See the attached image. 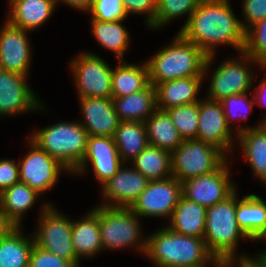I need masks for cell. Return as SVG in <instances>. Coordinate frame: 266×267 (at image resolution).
Instances as JSON below:
<instances>
[{"instance_id": "35", "label": "cell", "mask_w": 266, "mask_h": 267, "mask_svg": "<svg viewBox=\"0 0 266 267\" xmlns=\"http://www.w3.org/2000/svg\"><path fill=\"white\" fill-rule=\"evenodd\" d=\"M242 53L250 56L260 66L266 68V18L245 31V44Z\"/></svg>"}, {"instance_id": "46", "label": "cell", "mask_w": 266, "mask_h": 267, "mask_svg": "<svg viewBox=\"0 0 266 267\" xmlns=\"http://www.w3.org/2000/svg\"><path fill=\"white\" fill-rule=\"evenodd\" d=\"M258 90L259 92L256 91V94H258L257 96H252V100L255 99L256 97V100L259 101V102H262L264 104H260L262 106H265L266 107V80H263L261 81V84L258 85ZM259 99V100H258Z\"/></svg>"}, {"instance_id": "17", "label": "cell", "mask_w": 266, "mask_h": 267, "mask_svg": "<svg viewBox=\"0 0 266 267\" xmlns=\"http://www.w3.org/2000/svg\"><path fill=\"white\" fill-rule=\"evenodd\" d=\"M149 182L148 178L134 168L120 167L113 177L102 185L104 197L110 203L106 201L107 204L103 206L130 208Z\"/></svg>"}, {"instance_id": "29", "label": "cell", "mask_w": 266, "mask_h": 267, "mask_svg": "<svg viewBox=\"0 0 266 267\" xmlns=\"http://www.w3.org/2000/svg\"><path fill=\"white\" fill-rule=\"evenodd\" d=\"M113 138L122 162L134 160L149 144L145 123L140 121H120Z\"/></svg>"}, {"instance_id": "32", "label": "cell", "mask_w": 266, "mask_h": 267, "mask_svg": "<svg viewBox=\"0 0 266 267\" xmlns=\"http://www.w3.org/2000/svg\"><path fill=\"white\" fill-rule=\"evenodd\" d=\"M16 226L0 241V267H29L34 238L27 239Z\"/></svg>"}, {"instance_id": "1", "label": "cell", "mask_w": 266, "mask_h": 267, "mask_svg": "<svg viewBox=\"0 0 266 267\" xmlns=\"http://www.w3.org/2000/svg\"><path fill=\"white\" fill-rule=\"evenodd\" d=\"M238 20L228 0H202L179 33L208 56L214 47L228 44L242 53L246 23Z\"/></svg>"}, {"instance_id": "31", "label": "cell", "mask_w": 266, "mask_h": 267, "mask_svg": "<svg viewBox=\"0 0 266 267\" xmlns=\"http://www.w3.org/2000/svg\"><path fill=\"white\" fill-rule=\"evenodd\" d=\"M134 169L150 181L172 177L171 153L148 144L133 160Z\"/></svg>"}, {"instance_id": "2", "label": "cell", "mask_w": 266, "mask_h": 267, "mask_svg": "<svg viewBox=\"0 0 266 267\" xmlns=\"http://www.w3.org/2000/svg\"><path fill=\"white\" fill-rule=\"evenodd\" d=\"M145 254L157 267H204L210 261L217 267H227L209 252L203 238L178 234L168 227L147 238Z\"/></svg>"}, {"instance_id": "24", "label": "cell", "mask_w": 266, "mask_h": 267, "mask_svg": "<svg viewBox=\"0 0 266 267\" xmlns=\"http://www.w3.org/2000/svg\"><path fill=\"white\" fill-rule=\"evenodd\" d=\"M71 236L79 260L80 257H90L102 250L99 207L94 208L81 221H72Z\"/></svg>"}, {"instance_id": "38", "label": "cell", "mask_w": 266, "mask_h": 267, "mask_svg": "<svg viewBox=\"0 0 266 267\" xmlns=\"http://www.w3.org/2000/svg\"><path fill=\"white\" fill-rule=\"evenodd\" d=\"M248 100H247V93H242V94H237V95H231L229 97L224 98L221 101V103L223 105V109H224V114L226 117V122L229 126H231L230 122L232 120H234V118H236V117L246 119V116H247L246 113L247 112L245 113V115H242L243 109L247 108V109H249V111H251V109L254 106V103H259L256 101L254 102L252 100L250 102V99H248Z\"/></svg>"}, {"instance_id": "21", "label": "cell", "mask_w": 266, "mask_h": 267, "mask_svg": "<svg viewBox=\"0 0 266 267\" xmlns=\"http://www.w3.org/2000/svg\"><path fill=\"white\" fill-rule=\"evenodd\" d=\"M112 101L120 121L145 122L157 109L156 89L152 84L130 95L112 98Z\"/></svg>"}, {"instance_id": "23", "label": "cell", "mask_w": 266, "mask_h": 267, "mask_svg": "<svg viewBox=\"0 0 266 267\" xmlns=\"http://www.w3.org/2000/svg\"><path fill=\"white\" fill-rule=\"evenodd\" d=\"M236 219L241 230L252 240L266 238V203L250 194L236 205Z\"/></svg>"}, {"instance_id": "16", "label": "cell", "mask_w": 266, "mask_h": 267, "mask_svg": "<svg viewBox=\"0 0 266 267\" xmlns=\"http://www.w3.org/2000/svg\"><path fill=\"white\" fill-rule=\"evenodd\" d=\"M88 161L92 163L95 176L101 185L112 178L122 164L114 138L88 136L85 156L74 172L82 173Z\"/></svg>"}, {"instance_id": "19", "label": "cell", "mask_w": 266, "mask_h": 267, "mask_svg": "<svg viewBox=\"0 0 266 267\" xmlns=\"http://www.w3.org/2000/svg\"><path fill=\"white\" fill-rule=\"evenodd\" d=\"M80 104L86 122L81 125L88 136L114 137L120 120L115 112L112 97H84L80 98Z\"/></svg>"}, {"instance_id": "8", "label": "cell", "mask_w": 266, "mask_h": 267, "mask_svg": "<svg viewBox=\"0 0 266 267\" xmlns=\"http://www.w3.org/2000/svg\"><path fill=\"white\" fill-rule=\"evenodd\" d=\"M54 209L49 204L43 205L39 231L34 236L35 245L80 267L72 242V220Z\"/></svg>"}, {"instance_id": "10", "label": "cell", "mask_w": 266, "mask_h": 267, "mask_svg": "<svg viewBox=\"0 0 266 267\" xmlns=\"http://www.w3.org/2000/svg\"><path fill=\"white\" fill-rule=\"evenodd\" d=\"M182 196V184L174 176L150 181L130 209L138 216L170 217Z\"/></svg>"}, {"instance_id": "39", "label": "cell", "mask_w": 266, "mask_h": 267, "mask_svg": "<svg viewBox=\"0 0 266 267\" xmlns=\"http://www.w3.org/2000/svg\"><path fill=\"white\" fill-rule=\"evenodd\" d=\"M29 267H78L74 262L67 261L47 252L34 244L29 260Z\"/></svg>"}, {"instance_id": "45", "label": "cell", "mask_w": 266, "mask_h": 267, "mask_svg": "<svg viewBox=\"0 0 266 267\" xmlns=\"http://www.w3.org/2000/svg\"><path fill=\"white\" fill-rule=\"evenodd\" d=\"M59 0H56V2ZM65 4H68L74 8H79V10H89L92 6L93 0H60Z\"/></svg>"}, {"instance_id": "18", "label": "cell", "mask_w": 266, "mask_h": 267, "mask_svg": "<svg viewBox=\"0 0 266 267\" xmlns=\"http://www.w3.org/2000/svg\"><path fill=\"white\" fill-rule=\"evenodd\" d=\"M26 78L0 69V115L27 112L34 108L43 109L25 82Z\"/></svg>"}, {"instance_id": "12", "label": "cell", "mask_w": 266, "mask_h": 267, "mask_svg": "<svg viewBox=\"0 0 266 267\" xmlns=\"http://www.w3.org/2000/svg\"><path fill=\"white\" fill-rule=\"evenodd\" d=\"M28 142L31 151L19 163L20 182L41 194L51 189L58 179L59 172L67 168L34 142Z\"/></svg>"}, {"instance_id": "22", "label": "cell", "mask_w": 266, "mask_h": 267, "mask_svg": "<svg viewBox=\"0 0 266 267\" xmlns=\"http://www.w3.org/2000/svg\"><path fill=\"white\" fill-rule=\"evenodd\" d=\"M206 209L182 195L169 218L168 228L178 234L204 239Z\"/></svg>"}, {"instance_id": "9", "label": "cell", "mask_w": 266, "mask_h": 267, "mask_svg": "<svg viewBox=\"0 0 266 267\" xmlns=\"http://www.w3.org/2000/svg\"><path fill=\"white\" fill-rule=\"evenodd\" d=\"M79 98L112 97V68L94 53H83L71 62Z\"/></svg>"}, {"instance_id": "27", "label": "cell", "mask_w": 266, "mask_h": 267, "mask_svg": "<svg viewBox=\"0 0 266 267\" xmlns=\"http://www.w3.org/2000/svg\"><path fill=\"white\" fill-rule=\"evenodd\" d=\"M236 132L255 176H258L266 184V132L257 125L240 128Z\"/></svg>"}, {"instance_id": "30", "label": "cell", "mask_w": 266, "mask_h": 267, "mask_svg": "<svg viewBox=\"0 0 266 267\" xmlns=\"http://www.w3.org/2000/svg\"><path fill=\"white\" fill-rule=\"evenodd\" d=\"M37 197L36 190L18 182L0 193V209L15 226H21L23 213L33 206Z\"/></svg>"}, {"instance_id": "36", "label": "cell", "mask_w": 266, "mask_h": 267, "mask_svg": "<svg viewBox=\"0 0 266 267\" xmlns=\"http://www.w3.org/2000/svg\"><path fill=\"white\" fill-rule=\"evenodd\" d=\"M202 0H158L154 28H159L170 20L183 14L189 18Z\"/></svg>"}, {"instance_id": "15", "label": "cell", "mask_w": 266, "mask_h": 267, "mask_svg": "<svg viewBox=\"0 0 266 267\" xmlns=\"http://www.w3.org/2000/svg\"><path fill=\"white\" fill-rule=\"evenodd\" d=\"M26 32L5 22L0 30V69L28 77L31 52Z\"/></svg>"}, {"instance_id": "20", "label": "cell", "mask_w": 266, "mask_h": 267, "mask_svg": "<svg viewBox=\"0 0 266 267\" xmlns=\"http://www.w3.org/2000/svg\"><path fill=\"white\" fill-rule=\"evenodd\" d=\"M204 76L174 79L155 86L157 109L167 110L172 107L199 102L197 94Z\"/></svg>"}, {"instance_id": "34", "label": "cell", "mask_w": 266, "mask_h": 267, "mask_svg": "<svg viewBox=\"0 0 266 267\" xmlns=\"http://www.w3.org/2000/svg\"><path fill=\"white\" fill-rule=\"evenodd\" d=\"M183 140L197 139L199 102L165 110Z\"/></svg>"}, {"instance_id": "47", "label": "cell", "mask_w": 266, "mask_h": 267, "mask_svg": "<svg viewBox=\"0 0 266 267\" xmlns=\"http://www.w3.org/2000/svg\"><path fill=\"white\" fill-rule=\"evenodd\" d=\"M259 126L266 132V117L262 122H260Z\"/></svg>"}, {"instance_id": "5", "label": "cell", "mask_w": 266, "mask_h": 267, "mask_svg": "<svg viewBox=\"0 0 266 267\" xmlns=\"http://www.w3.org/2000/svg\"><path fill=\"white\" fill-rule=\"evenodd\" d=\"M29 140L74 173L85 156L88 133L81 123L59 122L32 134Z\"/></svg>"}, {"instance_id": "41", "label": "cell", "mask_w": 266, "mask_h": 267, "mask_svg": "<svg viewBox=\"0 0 266 267\" xmlns=\"http://www.w3.org/2000/svg\"><path fill=\"white\" fill-rule=\"evenodd\" d=\"M243 15L248 26L246 30L257 22L266 18V0H244Z\"/></svg>"}, {"instance_id": "3", "label": "cell", "mask_w": 266, "mask_h": 267, "mask_svg": "<svg viewBox=\"0 0 266 267\" xmlns=\"http://www.w3.org/2000/svg\"><path fill=\"white\" fill-rule=\"evenodd\" d=\"M214 55L208 56L197 45L186 40L179 32L171 45L164 47L146 61L150 84L193 76H205Z\"/></svg>"}, {"instance_id": "14", "label": "cell", "mask_w": 266, "mask_h": 267, "mask_svg": "<svg viewBox=\"0 0 266 267\" xmlns=\"http://www.w3.org/2000/svg\"><path fill=\"white\" fill-rule=\"evenodd\" d=\"M197 140L216 146L224 153L232 148L231 127L226 122L221 101H199Z\"/></svg>"}, {"instance_id": "42", "label": "cell", "mask_w": 266, "mask_h": 267, "mask_svg": "<svg viewBox=\"0 0 266 267\" xmlns=\"http://www.w3.org/2000/svg\"><path fill=\"white\" fill-rule=\"evenodd\" d=\"M18 182H20L19 164L13 160H0V193Z\"/></svg>"}, {"instance_id": "13", "label": "cell", "mask_w": 266, "mask_h": 267, "mask_svg": "<svg viewBox=\"0 0 266 267\" xmlns=\"http://www.w3.org/2000/svg\"><path fill=\"white\" fill-rule=\"evenodd\" d=\"M242 57L245 59L244 62L227 60L215 70L209 87V100L222 101L231 95L247 93L250 90L253 75L244 63L248 60L260 64L244 53Z\"/></svg>"}, {"instance_id": "33", "label": "cell", "mask_w": 266, "mask_h": 267, "mask_svg": "<svg viewBox=\"0 0 266 267\" xmlns=\"http://www.w3.org/2000/svg\"><path fill=\"white\" fill-rule=\"evenodd\" d=\"M107 21L102 22L92 18V32L94 37L100 43V45L110 51H113L116 57L123 59V53L129 45L128 31L122 26L121 22Z\"/></svg>"}, {"instance_id": "26", "label": "cell", "mask_w": 266, "mask_h": 267, "mask_svg": "<svg viewBox=\"0 0 266 267\" xmlns=\"http://www.w3.org/2000/svg\"><path fill=\"white\" fill-rule=\"evenodd\" d=\"M144 123L150 145L172 153L183 142L170 116L164 110L156 109Z\"/></svg>"}, {"instance_id": "49", "label": "cell", "mask_w": 266, "mask_h": 267, "mask_svg": "<svg viewBox=\"0 0 266 267\" xmlns=\"http://www.w3.org/2000/svg\"><path fill=\"white\" fill-rule=\"evenodd\" d=\"M14 1H17V0H10V5H11Z\"/></svg>"}, {"instance_id": "28", "label": "cell", "mask_w": 266, "mask_h": 267, "mask_svg": "<svg viewBox=\"0 0 266 267\" xmlns=\"http://www.w3.org/2000/svg\"><path fill=\"white\" fill-rule=\"evenodd\" d=\"M119 62L120 65L112 70V98L130 95L150 85L146 63L143 66H137L126 64L125 61Z\"/></svg>"}, {"instance_id": "11", "label": "cell", "mask_w": 266, "mask_h": 267, "mask_svg": "<svg viewBox=\"0 0 266 267\" xmlns=\"http://www.w3.org/2000/svg\"><path fill=\"white\" fill-rule=\"evenodd\" d=\"M227 168L228 165L225 162L213 173L192 177L181 182L182 195L206 208L226 200L236 191Z\"/></svg>"}, {"instance_id": "44", "label": "cell", "mask_w": 266, "mask_h": 267, "mask_svg": "<svg viewBox=\"0 0 266 267\" xmlns=\"http://www.w3.org/2000/svg\"><path fill=\"white\" fill-rule=\"evenodd\" d=\"M238 267H266V265L257 257L256 259L247 256L239 257Z\"/></svg>"}, {"instance_id": "25", "label": "cell", "mask_w": 266, "mask_h": 267, "mask_svg": "<svg viewBox=\"0 0 266 267\" xmlns=\"http://www.w3.org/2000/svg\"><path fill=\"white\" fill-rule=\"evenodd\" d=\"M56 3V0L14 1L7 21L23 30L35 29L52 15Z\"/></svg>"}, {"instance_id": "43", "label": "cell", "mask_w": 266, "mask_h": 267, "mask_svg": "<svg viewBox=\"0 0 266 267\" xmlns=\"http://www.w3.org/2000/svg\"><path fill=\"white\" fill-rule=\"evenodd\" d=\"M16 226L7 218L0 209V241Z\"/></svg>"}, {"instance_id": "37", "label": "cell", "mask_w": 266, "mask_h": 267, "mask_svg": "<svg viewBox=\"0 0 266 267\" xmlns=\"http://www.w3.org/2000/svg\"><path fill=\"white\" fill-rule=\"evenodd\" d=\"M88 11L93 19L102 22L124 20L127 17L122 0H93Z\"/></svg>"}, {"instance_id": "40", "label": "cell", "mask_w": 266, "mask_h": 267, "mask_svg": "<svg viewBox=\"0 0 266 267\" xmlns=\"http://www.w3.org/2000/svg\"><path fill=\"white\" fill-rule=\"evenodd\" d=\"M125 13L147 14V25L153 27L154 20L157 14L158 0H122Z\"/></svg>"}, {"instance_id": "6", "label": "cell", "mask_w": 266, "mask_h": 267, "mask_svg": "<svg viewBox=\"0 0 266 267\" xmlns=\"http://www.w3.org/2000/svg\"><path fill=\"white\" fill-rule=\"evenodd\" d=\"M225 153L209 143L186 139L171 153L172 175L183 182L189 178L207 175L227 162Z\"/></svg>"}, {"instance_id": "4", "label": "cell", "mask_w": 266, "mask_h": 267, "mask_svg": "<svg viewBox=\"0 0 266 267\" xmlns=\"http://www.w3.org/2000/svg\"><path fill=\"white\" fill-rule=\"evenodd\" d=\"M236 191L226 200L207 207L204 241L209 252L227 263V267L236 265L235 250L240 237L249 238L238 226L236 219Z\"/></svg>"}, {"instance_id": "7", "label": "cell", "mask_w": 266, "mask_h": 267, "mask_svg": "<svg viewBox=\"0 0 266 267\" xmlns=\"http://www.w3.org/2000/svg\"><path fill=\"white\" fill-rule=\"evenodd\" d=\"M138 221V216L130 208L99 206L102 249H118L135 244L145 254L147 239L143 241L139 237L141 230Z\"/></svg>"}, {"instance_id": "48", "label": "cell", "mask_w": 266, "mask_h": 267, "mask_svg": "<svg viewBox=\"0 0 266 267\" xmlns=\"http://www.w3.org/2000/svg\"><path fill=\"white\" fill-rule=\"evenodd\" d=\"M258 258L266 265V257L263 254H260Z\"/></svg>"}]
</instances>
